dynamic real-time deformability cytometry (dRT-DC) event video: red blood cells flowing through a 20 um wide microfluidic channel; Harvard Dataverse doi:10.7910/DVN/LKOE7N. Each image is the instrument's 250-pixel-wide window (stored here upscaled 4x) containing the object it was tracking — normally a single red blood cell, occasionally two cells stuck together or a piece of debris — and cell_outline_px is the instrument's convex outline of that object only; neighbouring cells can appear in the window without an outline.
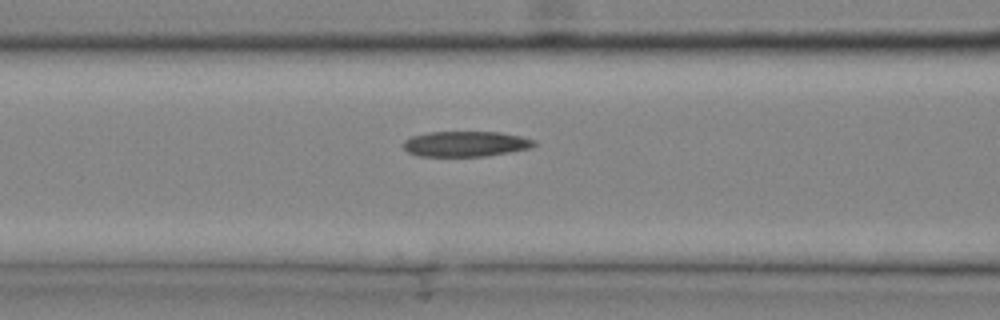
{"species": "common noctule bat (a hibernating species)", "species_latin": "Nyctalus noctula", "temperature_condition": "cold", "stored_images_in_passage": 19, "camera_frame_rate_fps": 3000, "um_per_image_px": 0.085, "animal": {"sex": "male", "body_mass_g": 20.4}, "frame": {"image": 1, "passage_image": 4, "time_ms": 1.0, "image_size_px": [1000, 320], "cell_outline_px": [[536, 144], [532, 148], [488, 156], [420, 156], [408, 152], [404, 148], [404, 140], [412, 136], [428, 132], [500, 132], [520, 136], [536, 140]], "centroid_in_image_um": [39.61, 12.23], "position_along_channel_um": 127.0, "area_um2": 19.42}}